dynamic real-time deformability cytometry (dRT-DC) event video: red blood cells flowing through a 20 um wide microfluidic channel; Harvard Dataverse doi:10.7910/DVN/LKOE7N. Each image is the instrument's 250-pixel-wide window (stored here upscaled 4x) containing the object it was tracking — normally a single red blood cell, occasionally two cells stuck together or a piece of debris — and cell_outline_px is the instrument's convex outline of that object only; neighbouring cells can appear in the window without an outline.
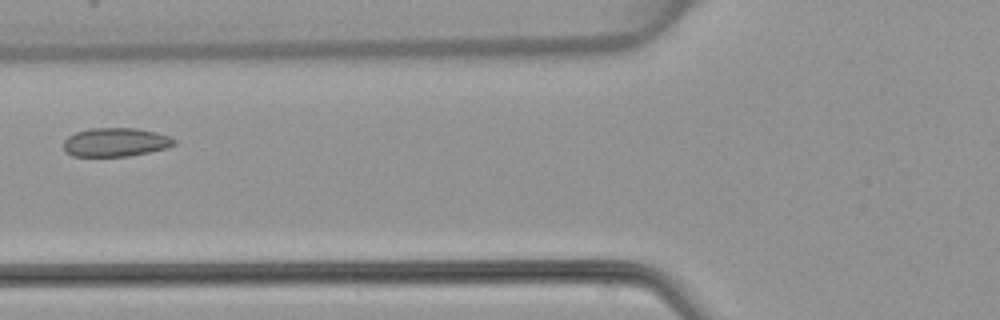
{"species": "common noctule bat (a hibernating species)", "species_latin": "Nyctalus noctula", "temperature_condition": "warm", "stored_images_in_passage": 6, "camera_frame_rate_fps": 3000, "um_per_image_px": 0.085, "animal": {"sex": "female", "body_mass_g": 22.7, "forearm_length_mm": 54.2}, "frame": {"image": 1, "passage_image": 5, "time_ms": 5.0, "image_size_px": [1000, 320], "cell_outline_px": [[176, 144], [168, 148], [128, 156], [72, 156], [64, 152], [64, 140], [68, 136], [76, 132], [88, 128], [136, 128], [156, 132], [168, 136], [176, 140]], "centroid_in_image_um": [9.81, 12.09], "position_along_channel_um": 116.0, "area_um2": 18.61}}
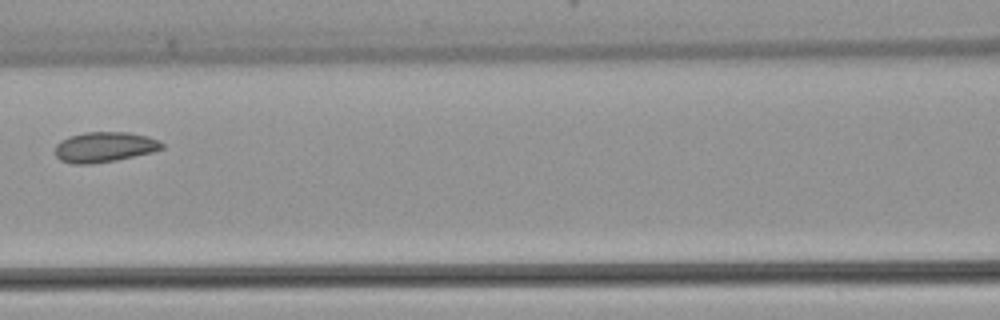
{"frame": {"image": 2, "passage_image": 6, "time_ms": 6.0, "image_size_px": [1000, 320], "cell_outline_px": [[164, 148], [152, 152], [116, 160], [92, 164], [72, 164], [60, 160], [56, 156], [56, 144], [60, 140], [68, 136], [84, 132], [128, 132], [148, 136], [160, 140], [164, 144]], "centroid_in_image_um": [8.88, 12.49], "position_along_channel_um": 157.7, "area_um2": 19.02}}